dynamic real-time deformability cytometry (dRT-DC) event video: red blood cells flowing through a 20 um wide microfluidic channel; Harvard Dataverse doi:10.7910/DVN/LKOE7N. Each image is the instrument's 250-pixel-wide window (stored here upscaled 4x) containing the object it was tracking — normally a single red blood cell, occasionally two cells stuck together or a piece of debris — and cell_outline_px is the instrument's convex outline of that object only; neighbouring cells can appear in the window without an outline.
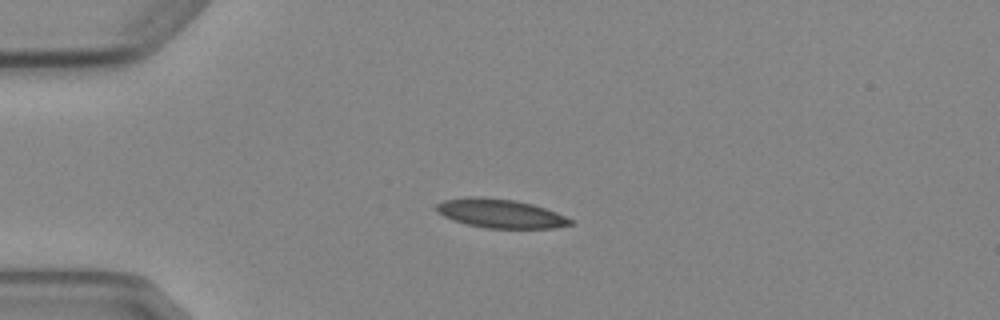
{"species": "Egyptian fruit bat (a non-hibernating species)", "species_latin": "Rousettus aegyptiacus", "temperature_condition": "cold", "stored_images_in_passage": 3, "camera_frame_rate_fps": 3000, "um_per_image_px": 0.085, "animal": {"sex": "female"}, "frame": {"image": 1, "passage_image": 1, "time_ms": 0.0, "image_size_px": [1000, 320], "cell_outline_px": [[572, 224], [556, 228], [484, 228], [464, 224], [452, 220], [436, 212], [432, 208], [436, 204], [444, 200], [468, 196], [480, 196], [516, 200], [532, 204], [556, 212], [572, 220]], "centroid_in_image_um": [42.45, 18.14], "position_along_channel_um": 42.5, "area_um2": 22.83}}
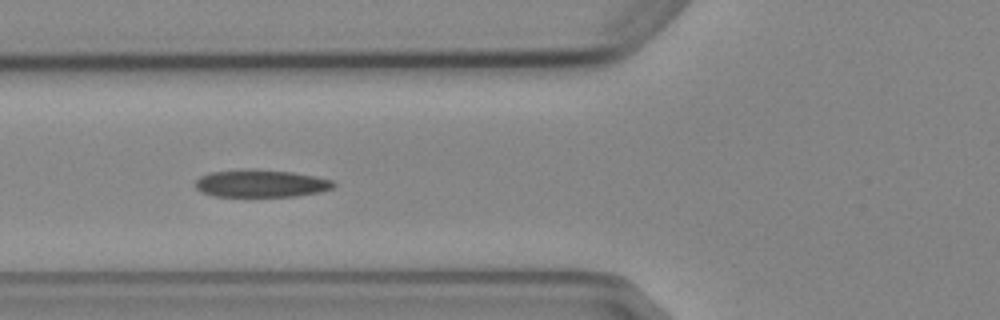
{"frame": {"image": 2, "passage_image": 3, "time_ms": 2.333, "image_size_px": [1000, 320], "cell_outline_px": [[336, 184], [332, 188], [320, 192], [296, 196], [212, 196], [200, 192], [196, 188], [196, 180], [200, 176], [208, 172], [292, 172], [332, 180]], "centroid_in_image_um": [22.18, 15.65], "position_along_channel_um": 103.6, "area_um2": 21.04}}